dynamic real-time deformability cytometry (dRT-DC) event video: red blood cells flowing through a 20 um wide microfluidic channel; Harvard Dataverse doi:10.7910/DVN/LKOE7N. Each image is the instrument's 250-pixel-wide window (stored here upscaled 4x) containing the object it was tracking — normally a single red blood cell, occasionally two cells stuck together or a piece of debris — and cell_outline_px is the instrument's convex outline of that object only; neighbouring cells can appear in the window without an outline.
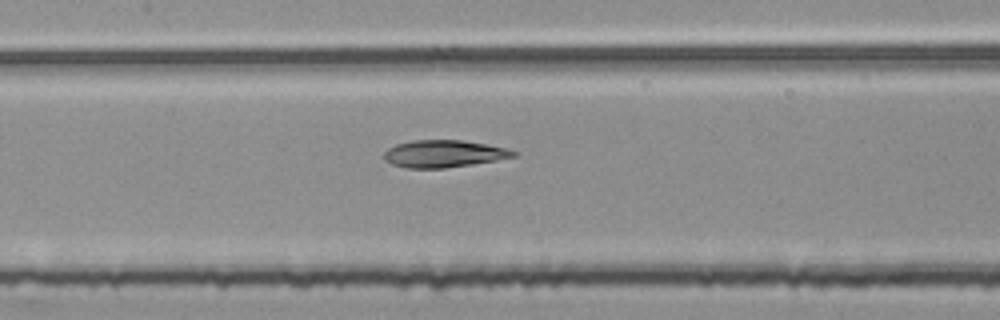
{"species": "common noctule bat (a hibernating species)", "species_latin": "Nyctalus noctula", "temperature_condition": "room temperature", "stored_images_in_passage": 54, "segment_of_instrument_passage": [2, 2], "camera_frame_rate_fps": 3000, "um_per_image_px": 0.085, "animal": {"sex": "female", "body_mass_g": 25.1}, "frame": {"image": 1, "passage_image": 25, "time_ms": 8.0, "image_size_px": [1000, 320], "cell_outline_px": [[516, 156], [496, 160], [472, 164], [444, 168], [408, 168], [392, 164], [384, 160], [384, 152], [388, 148], [396, 144], [412, 140], [464, 140], [508, 148], [516, 152]], "centroid_in_image_um": [37.71, 13.06], "position_along_channel_um": 169.7, "area_um2": 20.52}}
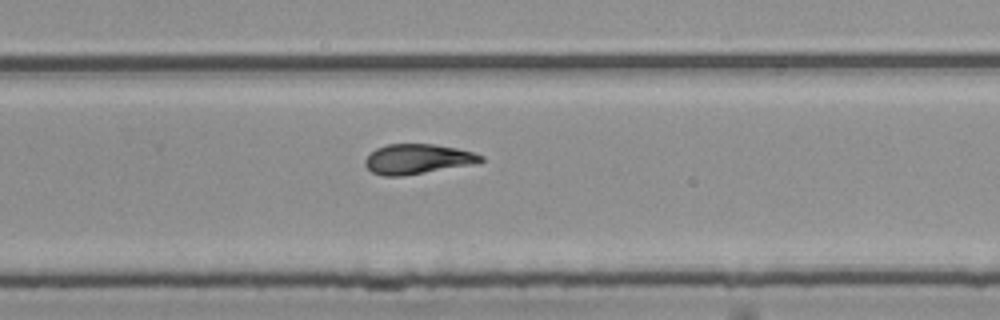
{"frame": {"image": 2, "passage_image": 35, "time_ms": 11.333, "image_size_px": [1000, 320], "cell_outline_px": [[484, 160], [480, 164], [404, 176], [384, 176], [372, 172], [364, 164], [364, 160], [376, 148], [388, 144], [436, 144], [456, 148], [472, 152], [484, 156]], "centroid_in_image_um": [35.55, 13.53], "position_along_channel_um": 294.2, "area_um2": 20.52}}
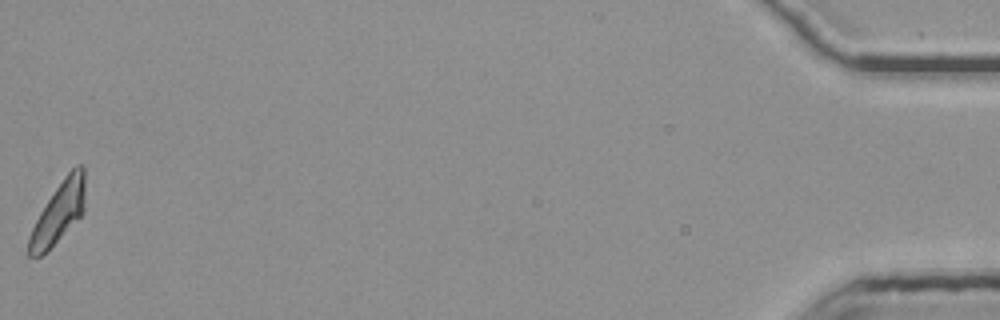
{"frame": {"image": 3, "passage_image": 54, "time_ms": 17.667, "image_size_px": [1000, 320], "cell_outline_px": [[84, 212], [40, 256], [28, 256], [28, 236], [40, 212], [64, 176], [76, 164], [84, 164]], "centroid_in_image_um": [4.98, 18.01], "position_along_channel_um": 430.2, "area_um2": 19.31}}